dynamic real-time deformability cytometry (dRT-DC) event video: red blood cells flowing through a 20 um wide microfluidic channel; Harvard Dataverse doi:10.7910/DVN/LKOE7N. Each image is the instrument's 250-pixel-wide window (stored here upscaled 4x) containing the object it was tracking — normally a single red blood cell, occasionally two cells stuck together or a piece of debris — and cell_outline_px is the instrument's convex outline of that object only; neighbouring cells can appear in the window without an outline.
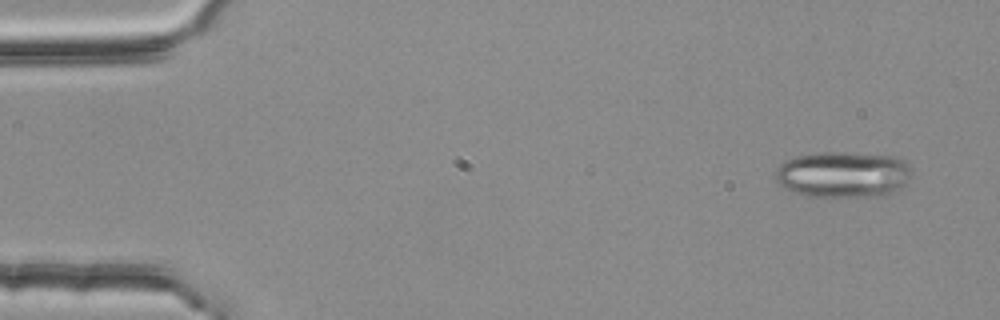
{"species": "common noctule bat (a hibernating species)", "species_latin": "Nyctalus noctula", "temperature_condition": "room temperature", "stored_images_in_passage": 4, "camera_frame_rate_fps": 3000, "um_per_image_px": 0.085, "animal": {"sex": "female", "body_mass_g": 25.1}, "frame": {"image": 1, "passage_image": 1, "time_ms": 0.0, "image_size_px": [1000, 320], "cell_outline_px": [[912, 176], [896, 192], [888, 196], [804, 196], [784, 188], [776, 180], [776, 168], [784, 160], [796, 156], [812, 152], [856, 152], [896, 156], [904, 160], [912, 168]], "centroid_in_image_um": [71.7, 14.81], "position_along_channel_um": 13.3, "area_um2": 37.4}}